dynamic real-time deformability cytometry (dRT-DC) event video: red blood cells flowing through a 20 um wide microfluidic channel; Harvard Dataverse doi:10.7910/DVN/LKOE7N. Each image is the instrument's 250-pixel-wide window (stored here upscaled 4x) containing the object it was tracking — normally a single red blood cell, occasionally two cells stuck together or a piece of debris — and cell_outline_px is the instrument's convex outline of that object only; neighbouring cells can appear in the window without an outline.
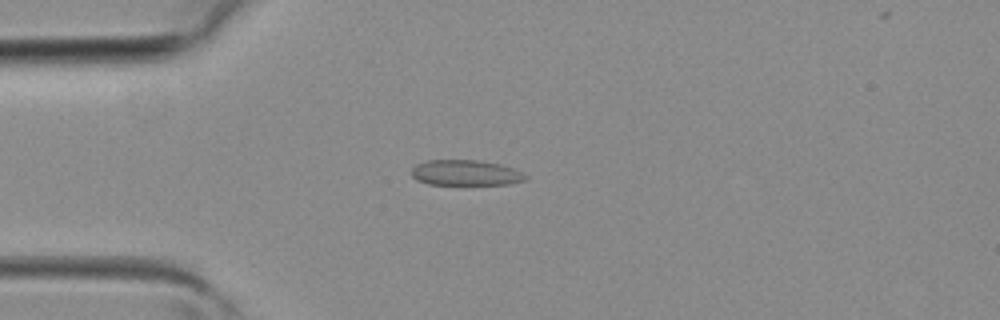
{"species": "common noctule bat (a hibernating species)", "species_latin": "Nyctalus noctula", "temperature_condition": "room temperature", "stored_images_in_passage": 2, "camera_frame_rate_fps": 3000, "um_per_image_px": 0.085, "animal": {"sex": "female", "body_mass_g": 19.3, "forearm_length_mm": 54.1}, "frame": {"image": 1, "passage_image": 2, "time_ms": 0.333, "image_size_px": [1000, 320], "cell_outline_px": [[528, 176], [524, 180], [508, 184], [428, 184], [416, 180], [412, 176], [412, 168], [416, 164], [424, 160], [476, 160], [500, 164], [512, 168]], "centroid_in_image_um": [39.52, 14.68], "position_along_channel_um": 45.5, "area_um2": 16.82}}